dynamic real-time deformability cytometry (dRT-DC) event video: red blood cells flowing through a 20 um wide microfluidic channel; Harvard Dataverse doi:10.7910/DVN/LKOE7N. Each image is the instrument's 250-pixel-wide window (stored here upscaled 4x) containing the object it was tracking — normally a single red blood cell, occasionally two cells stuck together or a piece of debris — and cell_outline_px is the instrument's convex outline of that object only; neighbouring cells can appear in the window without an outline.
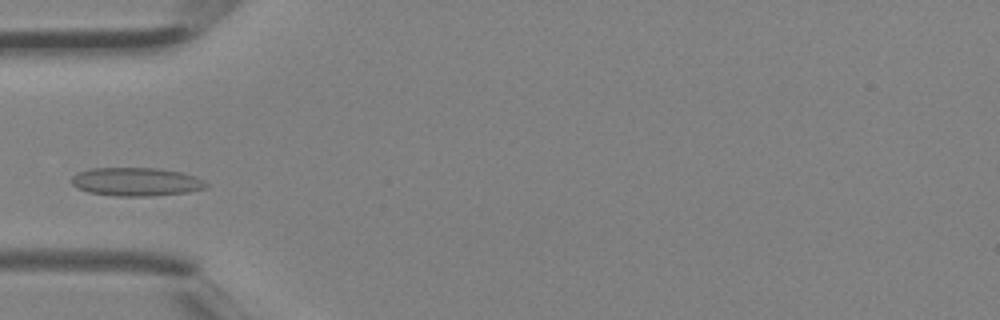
{"species": "Egyptian fruit bat (a non-hibernating species)", "species_latin": "Rousettus aegyptiacus", "temperature_condition": "room temperature", "stored_images_in_passage": 3, "camera_frame_rate_fps": 3000, "um_per_image_px": 0.085, "animal": {"sex": "female"}, "frame": {"image": 1, "passage_image": 3, "time_ms": 0.667, "image_size_px": [1000, 320], "cell_outline_px": [[208, 188], [188, 192], [152, 196], [116, 196], [88, 192], [76, 188], [72, 184], [72, 176], [88, 168], [160, 168], [180, 172], [196, 176], [204, 180], [208, 184]], "centroid_in_image_um": [11.6, 15.45], "position_along_channel_um": 73.4, "area_um2": 22.48}}